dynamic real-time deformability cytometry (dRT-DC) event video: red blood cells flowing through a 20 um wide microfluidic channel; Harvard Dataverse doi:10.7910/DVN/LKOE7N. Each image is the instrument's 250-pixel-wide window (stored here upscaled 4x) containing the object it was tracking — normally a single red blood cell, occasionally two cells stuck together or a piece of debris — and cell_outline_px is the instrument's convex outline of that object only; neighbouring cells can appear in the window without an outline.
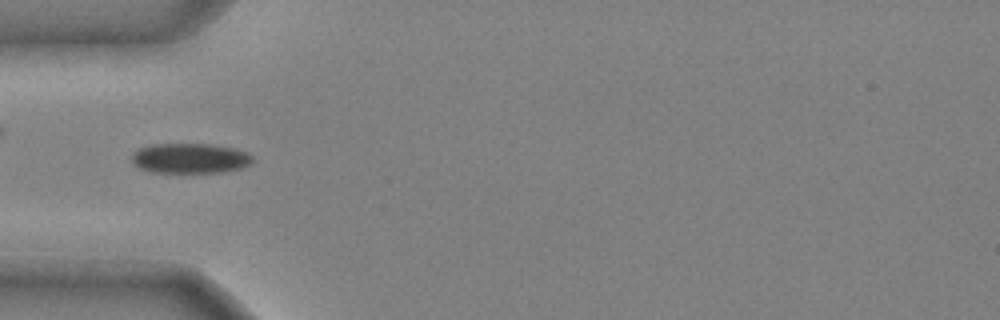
{"species": "common noctule bat (a hibernating species)", "species_latin": "Nyctalus noctula", "temperature_condition": "cold", "stored_images_in_passage": 46, "camera_frame_rate_fps": 3000, "um_per_image_px": 0.085, "animal": {"sex": "male", "body_mass_g": 20.4}, "frame": {"image": 1, "passage_image": 14, "time_ms": 4.333, "image_size_px": [1000, 320], "cell_outline_px": [[252, 164], [240, 168], [220, 172], [152, 172], [140, 168], [132, 164], [132, 152], [140, 148], [152, 144], [208, 144], [232, 148], [248, 152], [252, 156]], "centroid_in_image_um": [16.13, 13.45], "position_along_channel_um": 68.9, "area_um2": 21.1}}
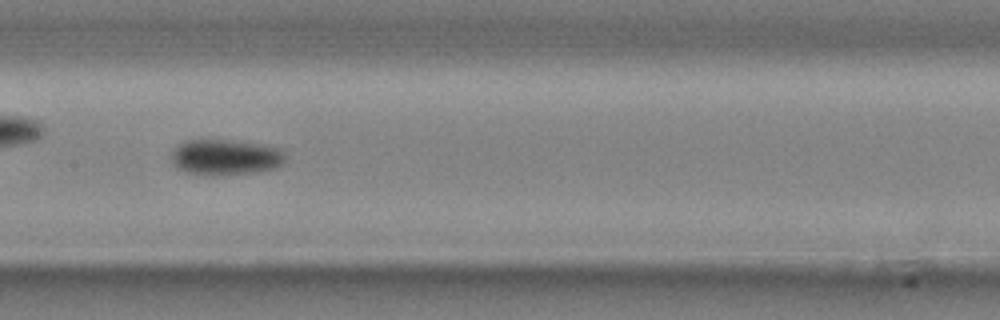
{"frame": {"image": 2, "passage_image": 23, "time_ms": 7.333, "image_size_px": [1000, 320], "cell_outline_px": [[284, 164], [272, 168], [252, 172], [228, 176], [212, 176], [188, 172], [176, 168], [172, 164], [172, 152], [184, 140], [228, 140], [260, 144], [284, 148]], "centroid_in_image_um": [19.17, 13.37], "position_along_channel_um": 188.2, "area_um2": 23.87}}
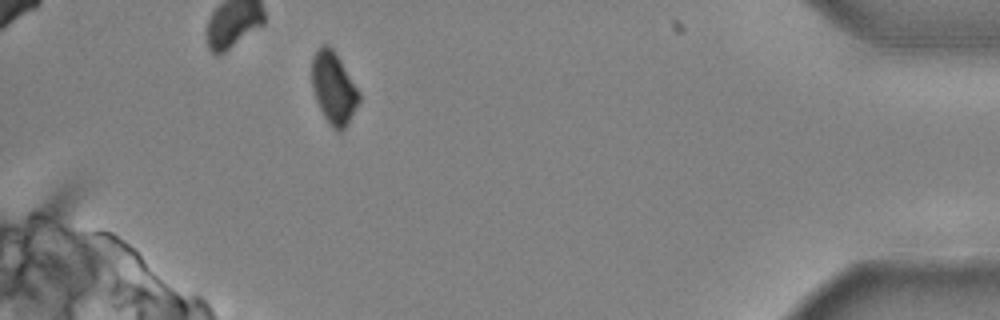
{"frame": {"image": 3, "passage_image": 43, "time_ms": 14.0, "image_size_px": [1000, 320], "cell_outline_px": [[360, 100], [348, 124], [340, 132], [336, 132], [332, 128], [324, 116], [316, 100], [312, 88], [312, 56], [316, 48], [320, 44], [328, 44], [332, 48], [340, 60], [360, 92]], "centroid_in_image_um": [28.35, 7.47], "position_along_channel_um": 406.9, "area_um2": 19.88}, "authors_computed_cell_mechanics": {"area_um2": 22.0507, "velocity_mm_per_s": 3.981, "shape_relaxation_time_tau1_ms": 2.8461, "shape_relaxation_time_tau2_ms": null, "deformation_change_tau1": 0.1099, "deformation_change_tau2": null}}